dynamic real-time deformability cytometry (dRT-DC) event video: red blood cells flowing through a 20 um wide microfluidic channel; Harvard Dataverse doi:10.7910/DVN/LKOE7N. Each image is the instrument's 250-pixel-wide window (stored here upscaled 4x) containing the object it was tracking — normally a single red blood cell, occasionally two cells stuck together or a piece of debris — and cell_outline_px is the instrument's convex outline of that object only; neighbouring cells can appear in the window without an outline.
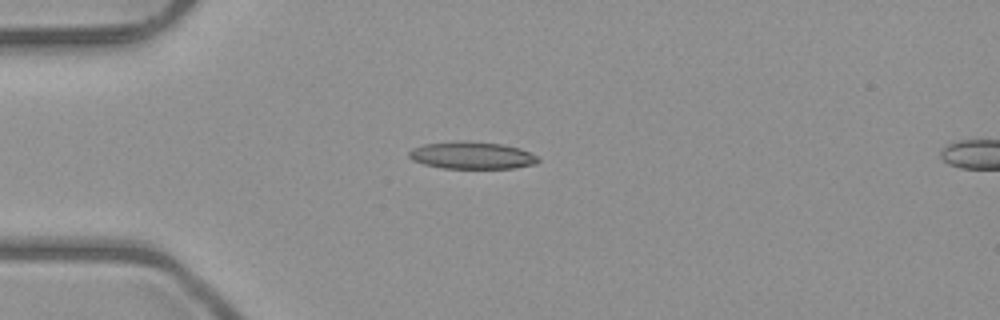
{"species": "common noctule bat (a hibernating species)", "species_latin": "Nyctalus noctula", "temperature_condition": "room temperature", "stored_images_in_passage": 3, "camera_frame_rate_fps": 3000, "um_per_image_px": 0.085, "animal": {"sex": "male", "body_mass_g": 23.1, "forearm_length_mm": 52.7}, "frame": {"image": 1, "passage_image": 2, "time_ms": 1.333, "image_size_px": [1000, 320], "cell_outline_px": [[540, 160], [536, 164], [516, 168], [440, 168], [424, 164], [412, 160], [408, 156], [408, 152], [412, 148], [424, 144], [452, 140], [468, 140], [500, 144], [520, 148], [536, 156]], "centroid_in_image_um": [40.07, 13.19], "position_along_channel_um": 44.9, "area_um2": 20.75}}